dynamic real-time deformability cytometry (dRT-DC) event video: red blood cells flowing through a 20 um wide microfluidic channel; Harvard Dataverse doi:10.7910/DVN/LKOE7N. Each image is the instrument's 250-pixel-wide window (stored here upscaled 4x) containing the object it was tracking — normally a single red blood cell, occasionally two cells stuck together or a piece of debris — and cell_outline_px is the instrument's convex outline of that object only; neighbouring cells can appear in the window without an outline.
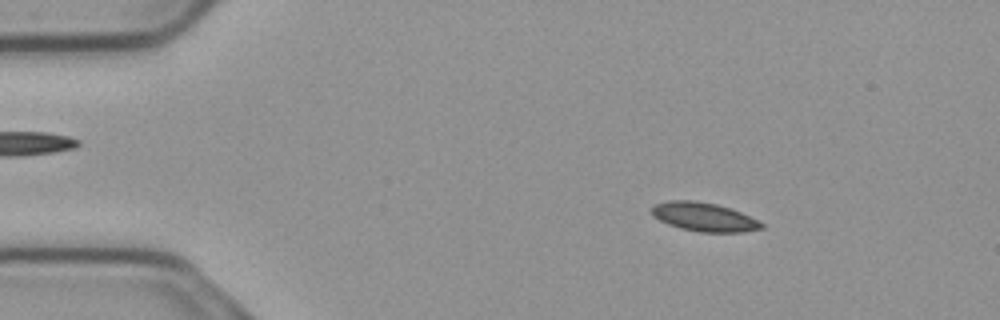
{"species": "common noctule bat (a hibernating species)", "species_latin": "Nyctalus noctula", "temperature_condition": "cold", "stored_images_in_passage": 55, "camera_frame_rate_fps": 3000, "um_per_image_px": 0.085, "animal": {"sex": "male", "body_mass_g": 23.1, "forearm_length_mm": 52.7}, "frame": {"image": 1, "passage_image": 8, "time_ms": 2.333, "image_size_px": [1000, 320], "cell_outline_px": [[764, 228], [744, 232], [700, 232], [680, 228], [668, 224], [652, 216], [652, 208], [656, 204], [668, 200], [692, 200], [716, 204], [740, 212], [764, 224]], "centroid_in_image_um": [59.82, 18.44], "position_along_channel_um": 25.2, "area_um2": 18.21}}
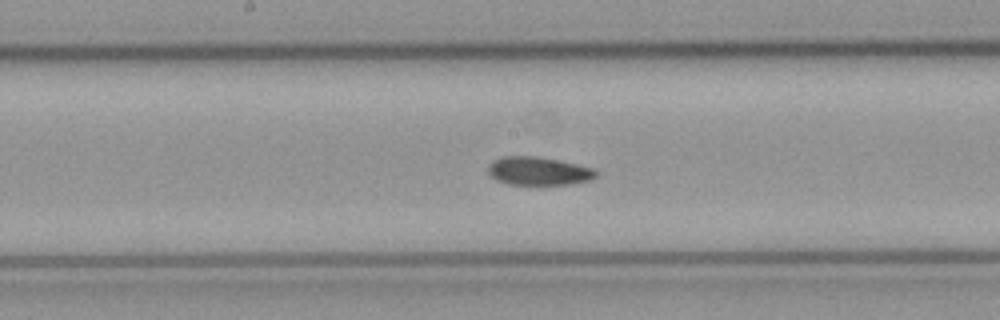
{"frame": {"image": 2, "passage_image": 28, "time_ms": 9.0, "image_size_px": [1000, 320], "cell_outline_px": [[600, 176], [592, 180], [568, 184], [508, 184], [496, 180], [488, 172], [488, 164], [492, 160], [504, 156], [536, 156], [560, 160], [596, 168], [600, 172]], "centroid_in_image_um": [45.85, 14.53], "position_along_channel_um": 202.4, "area_um2": 18.15}}
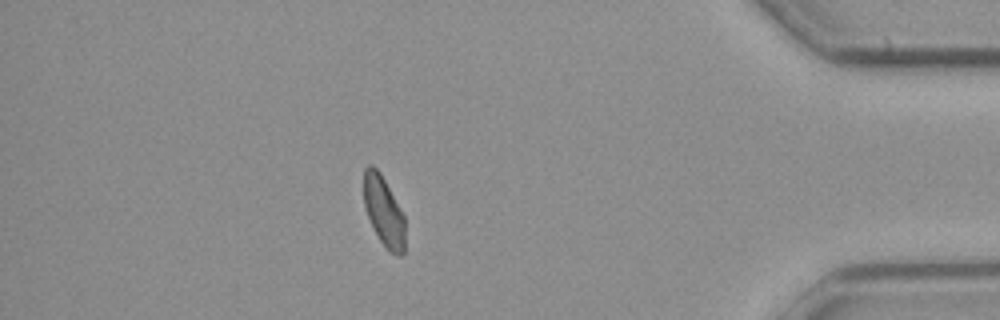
{"frame": {"image": 3, "passage_image": 48, "time_ms": 15.667, "image_size_px": [1000, 320], "cell_outline_px": [[404, 256], [396, 256], [380, 240], [368, 216], [364, 204], [364, 168], [368, 164], [372, 164], [380, 172], [404, 216]], "centroid_in_image_um": [32.61, 17.93], "position_along_channel_um": 402.6, "area_um2": 16.42}}